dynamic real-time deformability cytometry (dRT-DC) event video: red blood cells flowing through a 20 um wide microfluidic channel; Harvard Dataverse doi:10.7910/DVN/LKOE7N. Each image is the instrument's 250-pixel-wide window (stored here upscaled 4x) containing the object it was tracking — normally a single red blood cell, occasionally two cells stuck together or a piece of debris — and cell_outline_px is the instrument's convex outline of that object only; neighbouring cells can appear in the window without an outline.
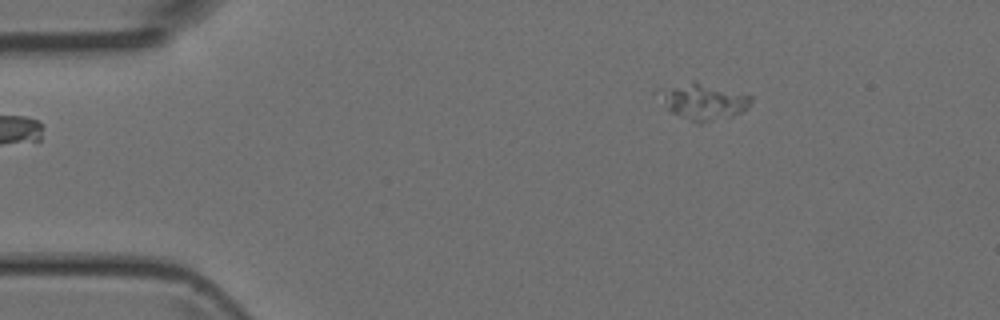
{"species": "Egyptian fruit bat (a non-hibernating species)", "species_latin": "Rousettus aegyptiacus", "temperature_condition": "room temperature", "stored_images_in_passage": 3, "camera_frame_rate_fps": 3000, "um_per_image_px": 0.085, "animal": {"sex": "female"}, "frame": {"image": 1, "passage_image": 1, "time_ms": 0.0, "image_size_px": [1000, 320], "cell_outline_px": [[752, 100], [748, 108], [732, 116], [700, 124], [696, 124], [672, 112], [652, 96], [652, 92], [656, 88], [692, 80], [696, 80], [752, 96]], "centroid_in_image_um": [59.63, 8.59], "position_along_channel_um": 25.4, "area_um2": 20.4}}
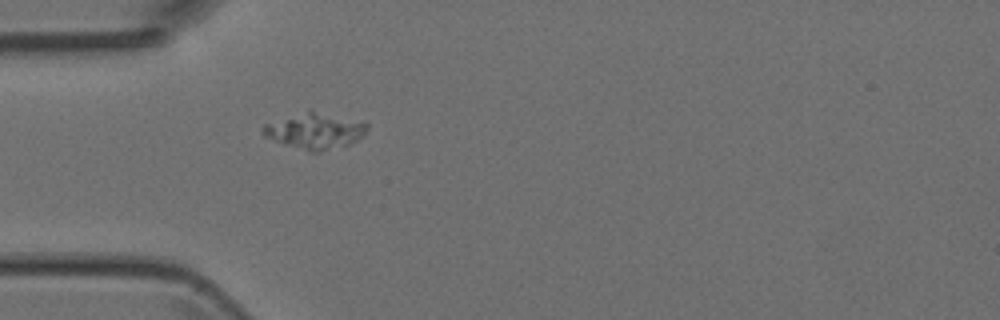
{"frame": {"image": 2, "passage_image": 3, "time_ms": 2.333, "image_size_px": [1000, 320], "cell_outline_px": [[368, 128], [364, 136], [348, 144], [320, 152], [308, 152], [264, 136], [264, 124], [308, 108], [368, 124]], "centroid_in_image_um": [26.76, 11.1], "position_along_channel_um": 58.2, "area_um2": 21.73}}